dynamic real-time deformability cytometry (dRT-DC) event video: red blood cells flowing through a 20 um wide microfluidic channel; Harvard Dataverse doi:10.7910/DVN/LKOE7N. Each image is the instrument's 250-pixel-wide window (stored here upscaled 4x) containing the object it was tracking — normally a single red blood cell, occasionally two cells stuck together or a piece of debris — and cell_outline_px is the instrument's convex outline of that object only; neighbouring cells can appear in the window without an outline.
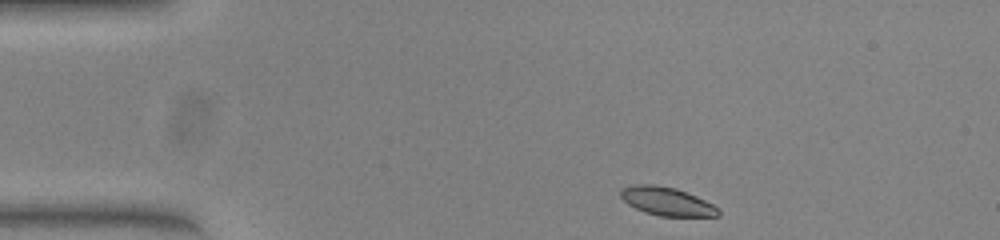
{"species": "common noctule bat (a hibernating species)", "species_latin": "Nyctalus noctula", "temperature_condition": "warm", "stored_images_in_passage": 45, "camera_frame_rate_fps": 3000, "um_per_image_px": 0.085, "animal": {"sex": "female", "body_mass_g": 23.0, "forearm_length_mm": 53.4}, "frame": {"image": 1, "passage_image": 1, "time_ms": 0.0, "image_size_px": [1000, 240], "cell_outline_px": [[720, 216], [660, 216], [644, 212], [628, 204], [620, 196], [620, 188], [636, 184], [652, 184], [676, 188], [696, 196], [712, 204], [720, 212]], "centroid_in_image_um": [56.65, 17.11], "position_along_channel_um": 28.4, "area_um2": 16.07}}
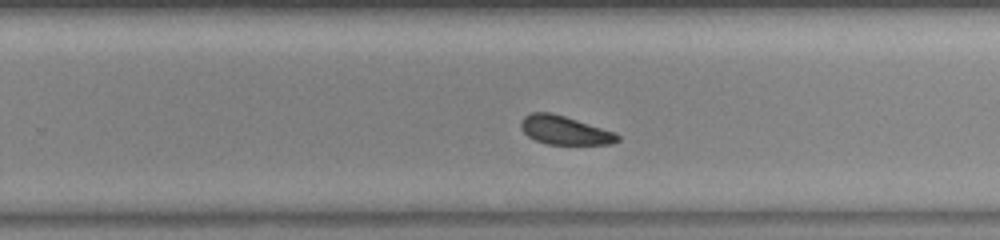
{"frame": {"image": 2, "passage_image": 26, "time_ms": 8.333, "image_size_px": [1000, 240], "cell_outline_px": [[620, 140], [612, 144], [544, 144], [528, 136], [520, 128], [520, 124], [524, 116], [532, 112], [548, 112], [564, 116], [616, 132], [620, 136]], "centroid_in_image_um": [48.01, 11.08], "position_along_channel_um": 281.8, "area_um2": 16.13}}
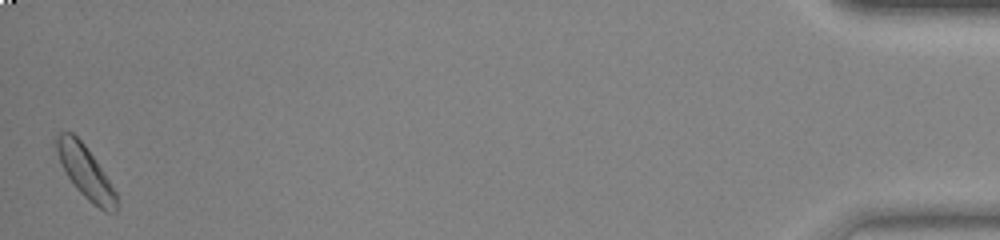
{"frame": {"image": 3, "passage_image": 45, "time_ms": 14.667, "image_size_px": [1000, 240], "cell_outline_px": [[120, 200], [116, 212], [104, 212], [92, 204], [76, 188], [68, 176], [60, 160], [56, 148], [56, 136], [60, 132], [72, 132], [84, 144], [116, 192]], "centroid_in_image_um": [7.3, 14.68], "position_along_channel_um": 427.9, "area_um2": 17.92}, "authors_computed_cell_mechanics": {"area_um2": 16.8776, "velocity_mm_per_s": 3.7989, "shape_relaxation_time_tau1_ms": 2.7296, "shape_relaxation_time_tau2_ms": 2.6593, "deformation_change_tau1": 0.0653, "deformation_change_tau2": 0.1076}}